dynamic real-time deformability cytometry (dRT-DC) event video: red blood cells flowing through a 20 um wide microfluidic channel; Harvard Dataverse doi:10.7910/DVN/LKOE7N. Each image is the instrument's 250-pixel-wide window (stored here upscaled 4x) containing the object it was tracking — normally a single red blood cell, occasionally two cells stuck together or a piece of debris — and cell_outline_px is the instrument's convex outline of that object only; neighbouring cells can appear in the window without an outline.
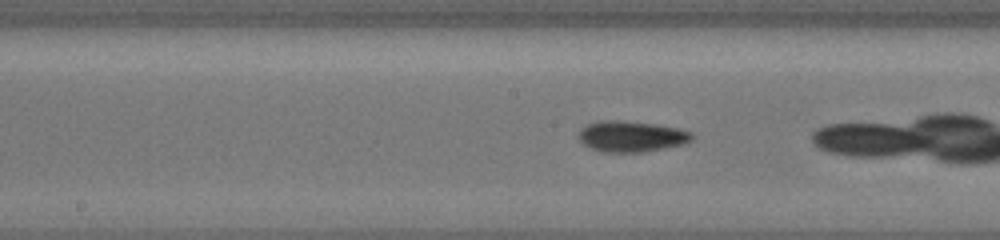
{"species": "common noctule bat (a hibernating species)", "species_latin": "Nyctalus noctula", "temperature_condition": "cold", "stored_images_in_passage": 52, "camera_frame_rate_fps": 3000, "um_per_image_px": 0.085, "animal": {"sex": "female", "body_mass_g": 19.5, "forearm_length_mm": 54.1}, "frame": {"image": 1, "passage_image": 28, "time_ms": 3.667, "image_size_px": [1000, 240], "cell_outline_px": [[692, 140], [688, 144], [644, 152], [600, 152], [588, 148], [576, 136], [580, 128], [588, 124], [604, 120], [616, 120], [652, 124], [676, 128], [692, 132]], "centroid_in_image_um": [53.64, 11.61], "position_along_channel_um": 194.6, "area_um2": 20.58}}